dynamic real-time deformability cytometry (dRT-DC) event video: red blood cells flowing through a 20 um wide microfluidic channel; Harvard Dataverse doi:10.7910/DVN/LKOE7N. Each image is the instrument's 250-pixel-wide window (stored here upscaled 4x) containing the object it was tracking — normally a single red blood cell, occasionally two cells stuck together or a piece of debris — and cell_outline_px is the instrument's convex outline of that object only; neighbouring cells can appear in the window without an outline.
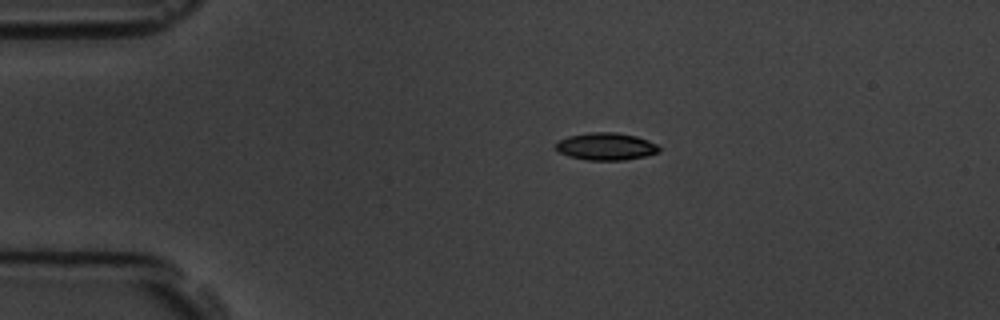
{"species": "common noctule bat (a hibernating species)", "species_latin": "Nyctalus noctula", "temperature_condition": "room temperature", "stored_images_in_passage": 4, "camera_frame_rate_fps": 3000, "um_per_image_px": 0.085, "animal": {"sex": "male", "body_mass_g": 19.5, "forearm_length_mm": 54.6}, "frame": {"image": 1, "passage_image": 1, "time_ms": 0.0, "image_size_px": [1000, 320], "cell_outline_px": [[660, 152], [644, 156], [624, 160], [588, 160], [568, 156], [552, 148], [556, 140], [568, 136], [588, 132], [616, 132], [636, 136], [648, 140], [656, 144], [660, 148]], "centroid_in_image_um": [51.45, 12.44], "position_along_channel_um": 33.6, "area_um2": 16.7}}
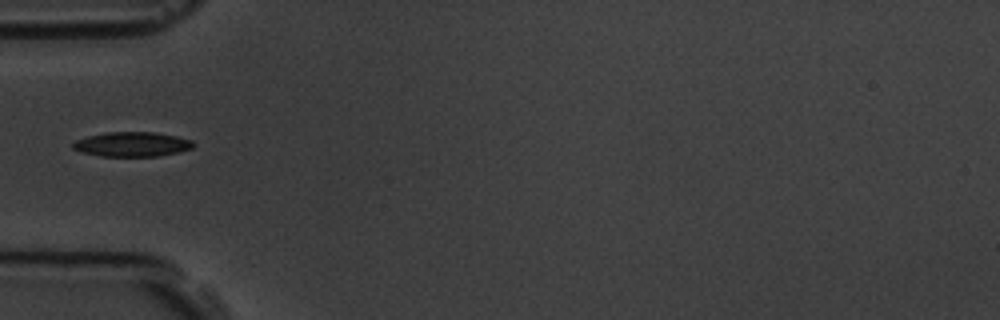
{"frame": {"image": 2, "passage_image": 3, "time_ms": 2.333, "image_size_px": [1000, 320], "cell_outline_px": [[196, 144], [192, 148], [180, 152], [160, 156], [100, 156], [80, 152], [72, 148], [72, 144], [76, 140], [88, 136], [104, 132], [152, 132], [176, 136], [192, 140]], "centroid_in_image_um": [11.23, 12.26], "position_along_channel_um": 73.8, "area_um2": 17.4}}
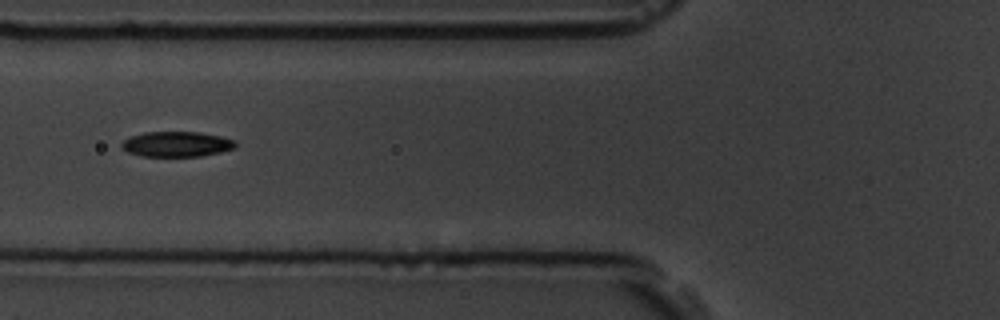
{"frame": {"image": 3, "passage_image": 4, "time_ms": 3.333, "image_size_px": [1000, 320], "cell_outline_px": [[236, 148], [220, 152], [200, 156], [144, 156], [128, 152], [120, 148], [120, 144], [128, 136], [144, 132], [200, 132], [220, 136], [236, 140]], "centroid_in_image_um": [15.0, 12.24], "position_along_channel_um": 110.8, "area_um2": 16.88}}